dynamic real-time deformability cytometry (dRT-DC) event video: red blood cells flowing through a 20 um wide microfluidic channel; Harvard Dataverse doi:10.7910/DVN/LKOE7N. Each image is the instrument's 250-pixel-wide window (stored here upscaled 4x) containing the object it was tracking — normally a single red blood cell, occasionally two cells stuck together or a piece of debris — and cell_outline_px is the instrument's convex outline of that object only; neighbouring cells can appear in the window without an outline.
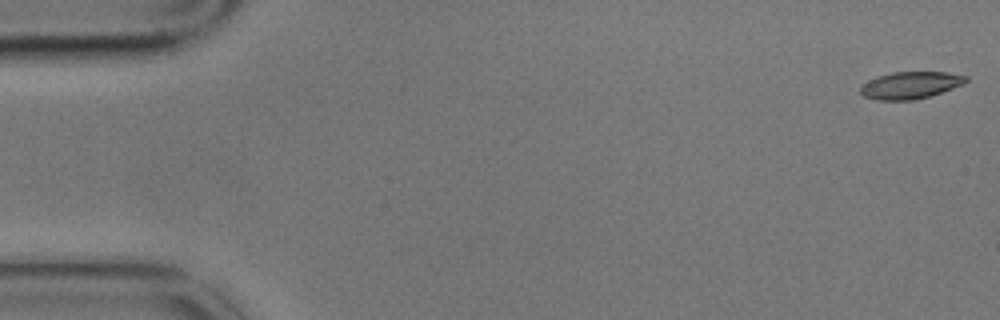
{"species": "common noctule bat (a hibernating species)", "species_latin": "Nyctalus noctula", "temperature_condition": "cold", "stored_images_in_passage": 6, "camera_frame_rate_fps": 3000, "um_per_image_px": 0.085, "animal": {"sex": "male", "body_mass_g": 17.9}, "frame": {"image": 1, "passage_image": 1, "time_ms": 0.0, "image_size_px": [1000, 320], "cell_outline_px": [[968, 80], [964, 84], [916, 100], [876, 100], [864, 96], [860, 92], [860, 88], [864, 84], [876, 76], [892, 72], [948, 72], [968, 76]], "centroid_in_image_um": [77.39, 7.24], "position_along_channel_um": 7.6, "area_um2": 16.59}}
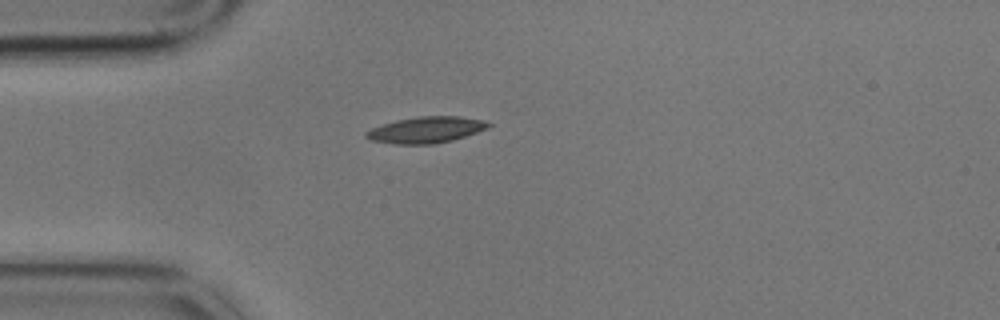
{"frame": {"image": 2, "passage_image": 5, "time_ms": 1.333, "image_size_px": [1000, 320], "cell_outline_px": [[492, 124], [488, 128], [452, 140], [436, 144], [392, 144], [372, 140], [364, 136], [364, 132], [372, 128], [396, 120], [420, 116], [460, 116], [484, 120]], "centroid_in_image_um": [36.21, 11.04], "position_along_channel_um": 48.8, "area_um2": 18.67}}